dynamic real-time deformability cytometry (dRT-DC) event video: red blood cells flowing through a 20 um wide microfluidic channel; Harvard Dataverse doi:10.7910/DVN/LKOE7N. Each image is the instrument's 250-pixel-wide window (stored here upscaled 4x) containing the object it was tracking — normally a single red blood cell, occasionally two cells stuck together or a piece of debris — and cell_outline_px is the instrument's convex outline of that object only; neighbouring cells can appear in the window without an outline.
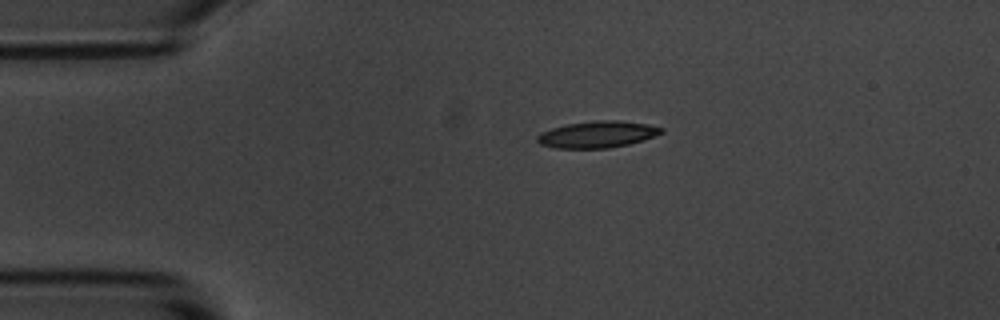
{"species": "common noctule bat (a hibernating species)", "species_latin": "Nyctalus noctula", "temperature_condition": "room temperature", "stored_images_in_passage": 4, "camera_frame_rate_fps": 3000, "um_per_image_px": 0.085, "animal": {"sex": "male", "body_mass_g": 20.1, "forearm_length_mm": 53.5}, "frame": {"image": 1, "passage_image": 1, "time_ms": 0.0, "image_size_px": [1000, 320], "cell_outline_px": [[664, 132], [628, 144], [608, 148], [556, 148], [540, 144], [536, 140], [536, 136], [540, 132], [552, 128], [568, 124], [596, 120], [620, 120], [648, 124], [664, 128]], "centroid_in_image_um": [50.75, 11.41], "position_along_channel_um": 34.3, "area_um2": 19.13}}
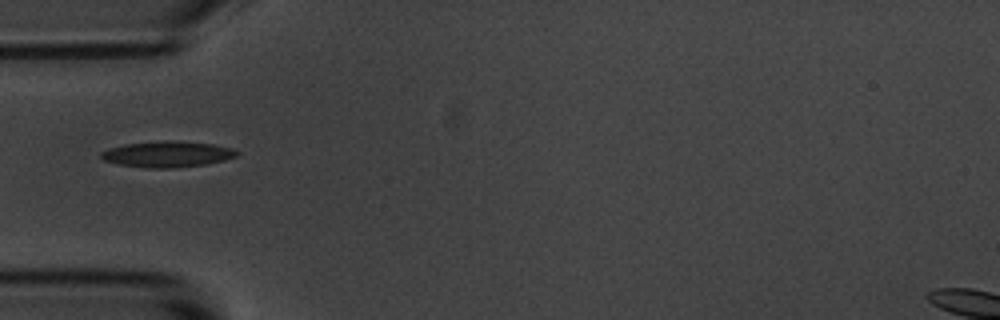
{"frame": {"image": 2, "passage_image": 2, "time_ms": 2.0, "image_size_px": [1000, 320], "cell_outline_px": [[240, 152], [236, 156], [224, 160], [204, 164], [172, 168], [144, 168], [120, 164], [104, 160], [100, 156], [100, 152], [108, 148], [124, 144], [160, 140], [168, 140], [212, 144], [232, 148]], "centroid_in_image_um": [14.19, 13.1], "position_along_channel_um": 70.8, "area_um2": 20.52}}
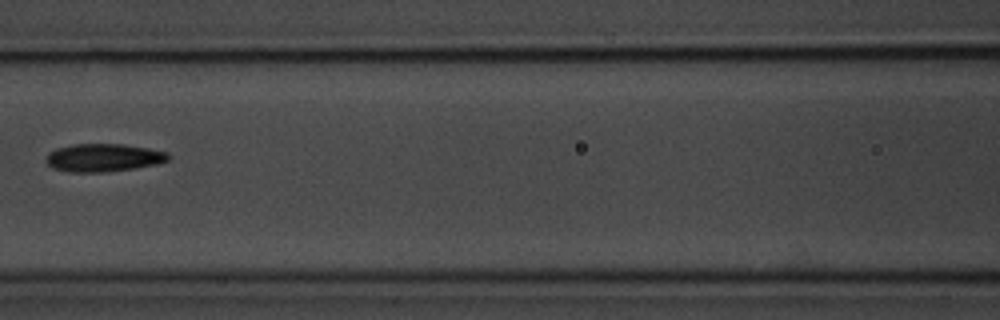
{"frame": {"image": 3, "passage_image": 4, "time_ms": 4.333, "image_size_px": [1000, 320], "cell_outline_px": [[172, 156], [168, 160], [156, 164], [136, 168], [104, 172], [68, 172], [52, 168], [44, 160], [48, 152], [56, 148], [72, 144], [124, 144], [148, 148], [168, 152]], "centroid_in_image_um": [8.78, 13.4], "position_along_channel_um": 157.8, "area_um2": 20.17}}